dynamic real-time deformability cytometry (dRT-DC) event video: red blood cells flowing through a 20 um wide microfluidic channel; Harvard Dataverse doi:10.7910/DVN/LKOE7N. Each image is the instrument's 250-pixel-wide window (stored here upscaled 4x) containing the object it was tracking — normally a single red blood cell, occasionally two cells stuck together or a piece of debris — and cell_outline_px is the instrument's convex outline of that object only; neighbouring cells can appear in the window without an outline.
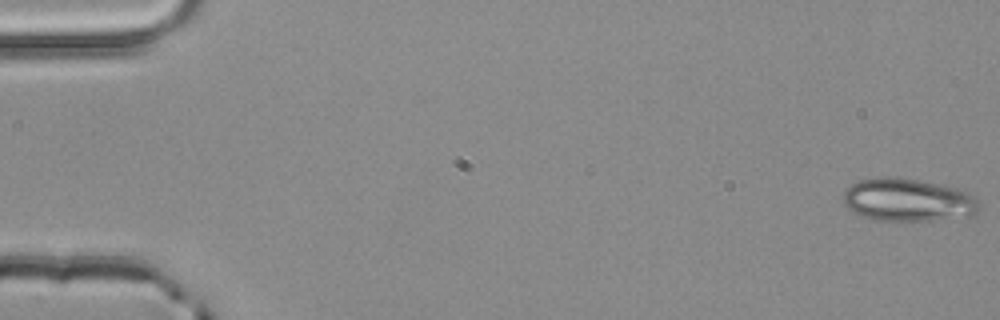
{"species": "common noctule bat (a hibernating species)", "species_latin": "Nyctalus noctula", "temperature_condition": "room temperature", "stored_images_in_passage": 3, "camera_frame_rate_fps": 3000, "um_per_image_px": 0.085, "animal": {"sex": "male", "body_mass_g": 20.4}, "frame": {"image": 1, "passage_image": 1, "time_ms": 0.0, "image_size_px": [1000, 320], "cell_outline_px": [[980, 208], [972, 216], [932, 220], [876, 220], [860, 216], [852, 212], [844, 204], [844, 192], [852, 184], [860, 180], [880, 176], [888, 176], [944, 184], [960, 188], [976, 196], [980, 200]], "centroid_in_image_um": [77.22, 16.99], "position_along_channel_um": 7.8, "area_um2": 34.33}}